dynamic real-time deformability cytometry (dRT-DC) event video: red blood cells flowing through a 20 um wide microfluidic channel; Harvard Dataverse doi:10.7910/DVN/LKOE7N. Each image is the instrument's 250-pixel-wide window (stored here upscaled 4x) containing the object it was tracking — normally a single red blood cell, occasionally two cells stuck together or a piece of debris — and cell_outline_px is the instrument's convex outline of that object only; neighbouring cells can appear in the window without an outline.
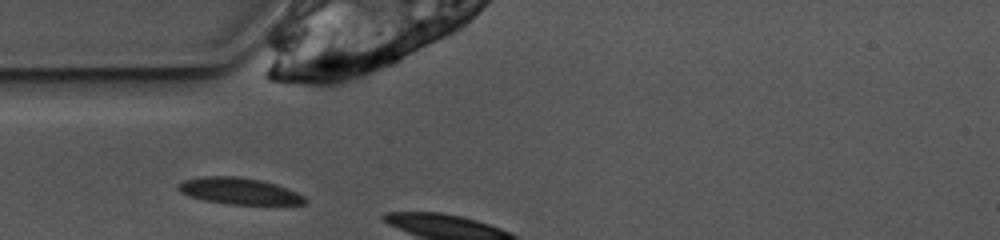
{"species": "common noctule bat (a hibernating species)", "species_latin": "Nyctalus noctula", "temperature_condition": "warm", "stored_images_in_passage": 3, "camera_frame_rate_fps": 3000, "um_per_image_px": 0.085, "animal": {"sex": "female", "body_mass_g": 10.0, "forearm_length_mm": 53.1}, "frame": {"image": 1, "passage_image": 1, "time_ms": 0.0, "image_size_px": [1000, 240], "cell_outline_px": [[308, 204], [228, 204], [204, 200], [188, 196], [180, 192], [176, 188], [184, 180], [204, 176], [236, 176], [260, 180], [276, 184], [296, 192], [304, 196], [308, 200]], "centroid_in_image_um": [20.33, 16.24], "position_along_channel_um": 64.7, "area_um2": 19.48}}